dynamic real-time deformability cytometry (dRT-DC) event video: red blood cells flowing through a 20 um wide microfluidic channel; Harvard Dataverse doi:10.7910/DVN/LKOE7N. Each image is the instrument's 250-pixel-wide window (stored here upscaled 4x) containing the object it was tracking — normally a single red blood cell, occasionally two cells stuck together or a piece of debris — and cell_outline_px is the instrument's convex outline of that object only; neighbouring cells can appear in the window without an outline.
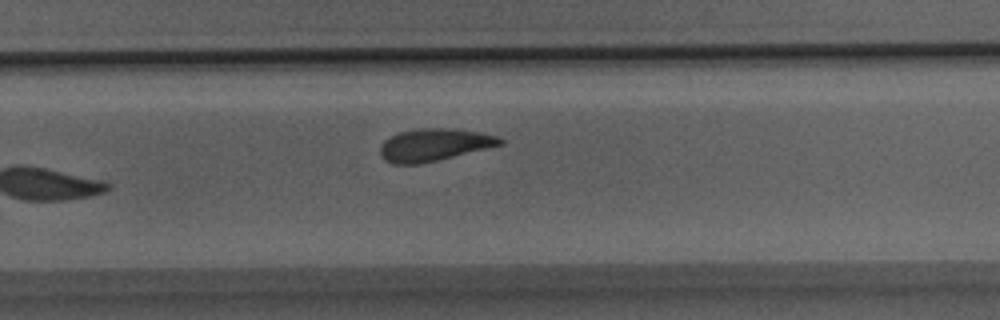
{"species": "Egyptian fruit bat (a non-hibernating species)", "species_latin": "Rousettus aegyptiacus", "temperature_condition": "room temperature", "stored_images_in_passage": 22, "camera_frame_rate_fps": 3000, "um_per_image_px": 0.085, "animal": {"sex": "male"}, "frame": {"image": 1, "passage_image": 22, "time_ms": 7.0, "image_size_px": [1000, 320], "cell_outline_px": [[504, 144], [420, 164], [392, 164], [384, 160], [380, 156], [380, 144], [384, 140], [400, 132], [420, 128], [452, 128], [480, 132], [496, 136], [504, 140]], "centroid_in_image_um": [36.87, 12.31], "position_along_channel_um": 292.9, "area_um2": 22.6}}